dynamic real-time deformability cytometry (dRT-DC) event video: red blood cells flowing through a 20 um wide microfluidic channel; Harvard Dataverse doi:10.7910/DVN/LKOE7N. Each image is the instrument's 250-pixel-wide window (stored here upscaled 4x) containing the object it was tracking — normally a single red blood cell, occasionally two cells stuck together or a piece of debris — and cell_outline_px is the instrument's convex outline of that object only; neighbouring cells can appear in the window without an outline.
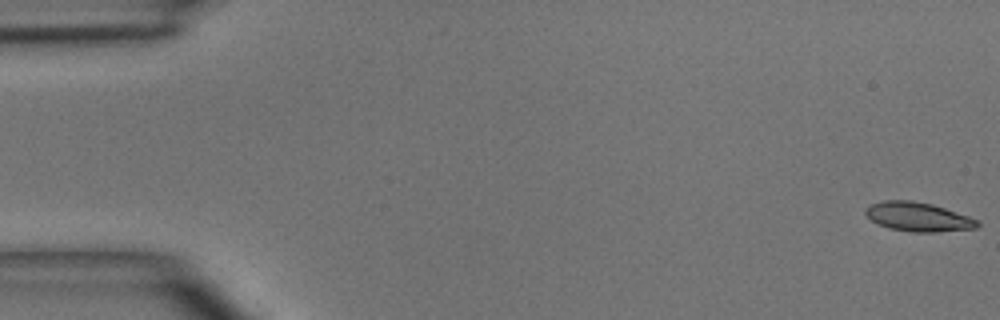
{"species": "common noctule bat (a hibernating species)", "species_latin": "Nyctalus noctula", "temperature_condition": "room temperature", "stored_images_in_passage": 5, "camera_frame_rate_fps": 3000, "um_per_image_px": 0.085, "animal": {"sex": "male", "body_mass_g": 15.6}, "frame": {"image": 1, "passage_image": 1, "time_ms": 0.0, "image_size_px": [1000, 320], "cell_outline_px": [[980, 224], [976, 228], [936, 232], [912, 232], [888, 228], [872, 220], [864, 212], [864, 208], [868, 204], [884, 200], [912, 200], [932, 204], [980, 220]], "centroid_in_image_um": [78.02, 18.42], "position_along_channel_um": 7.0, "area_um2": 19.02}}